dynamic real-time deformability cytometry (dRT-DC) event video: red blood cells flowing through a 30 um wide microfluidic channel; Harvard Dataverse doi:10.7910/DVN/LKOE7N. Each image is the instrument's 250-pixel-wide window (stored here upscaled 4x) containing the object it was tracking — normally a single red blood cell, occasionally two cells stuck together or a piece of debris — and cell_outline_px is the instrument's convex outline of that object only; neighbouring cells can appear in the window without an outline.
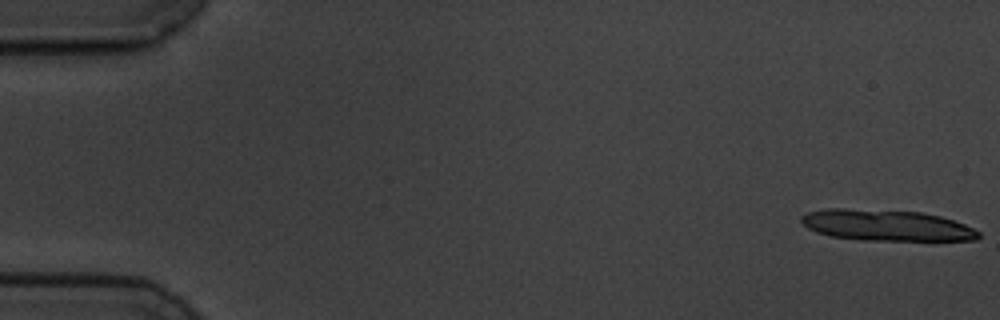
{"species": "common noctule bat (a hibernating species)", "species_latin": "Nyctalus noctula", "temperature_condition": "cold", "stored_images_in_passage": 15, "camera_frame_rate_fps": 3000, "um_per_image_px": 0.085, "animal": {"sex": "male", "body_mass_g": 19.5, "forearm_length_mm": 54.6}, "frame": {"image": 1, "passage_image": 1, "time_ms": 0.0, "image_size_px": [1000, 320], "cell_outline_px": [[980, 236], [976, 240], [860, 240], [828, 236], [816, 232], [808, 228], [800, 220], [800, 216], [808, 212], [828, 208], [844, 208], [920, 212], [940, 216], [964, 224], [980, 232]], "centroid_in_image_um": [75.3, 19.15], "position_along_channel_um": 9.7, "area_um2": 32.08}}